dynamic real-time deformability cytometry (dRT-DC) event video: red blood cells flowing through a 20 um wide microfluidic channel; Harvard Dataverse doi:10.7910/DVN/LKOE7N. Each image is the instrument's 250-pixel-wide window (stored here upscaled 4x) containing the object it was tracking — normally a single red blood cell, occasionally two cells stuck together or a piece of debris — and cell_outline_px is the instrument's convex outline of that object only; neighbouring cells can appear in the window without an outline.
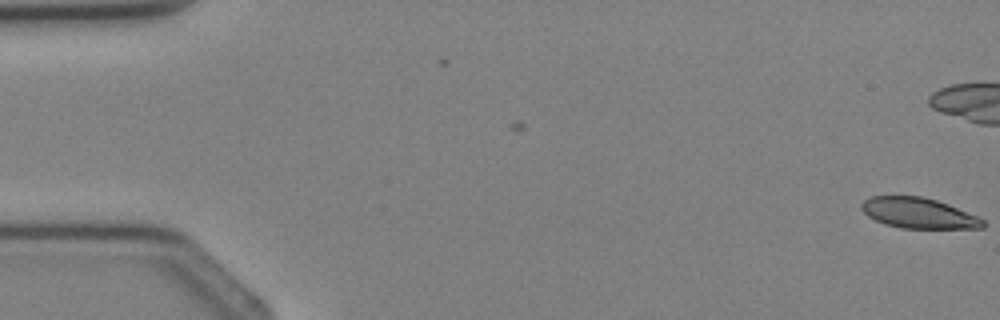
{"species": "Egyptian fruit bat (a non-hibernating species)", "species_latin": "Rousettus aegyptiacus", "temperature_condition": "cold", "stored_images_in_passage": 6, "camera_frame_rate_fps": 3000, "um_per_image_px": 0.085, "animal": {"sex": "female"}, "frame": {"image": 1, "passage_image": 1, "time_ms": 0.0, "image_size_px": [1000, 320], "cell_outline_px": [[984, 228], [900, 228], [884, 224], [868, 216], [860, 208], [860, 204], [864, 200], [872, 196], [920, 196], [936, 200], [948, 204], [976, 216], [984, 220]], "centroid_in_image_um": [78.04, 18.11], "position_along_channel_um": 7.0, "area_um2": 21.44}}